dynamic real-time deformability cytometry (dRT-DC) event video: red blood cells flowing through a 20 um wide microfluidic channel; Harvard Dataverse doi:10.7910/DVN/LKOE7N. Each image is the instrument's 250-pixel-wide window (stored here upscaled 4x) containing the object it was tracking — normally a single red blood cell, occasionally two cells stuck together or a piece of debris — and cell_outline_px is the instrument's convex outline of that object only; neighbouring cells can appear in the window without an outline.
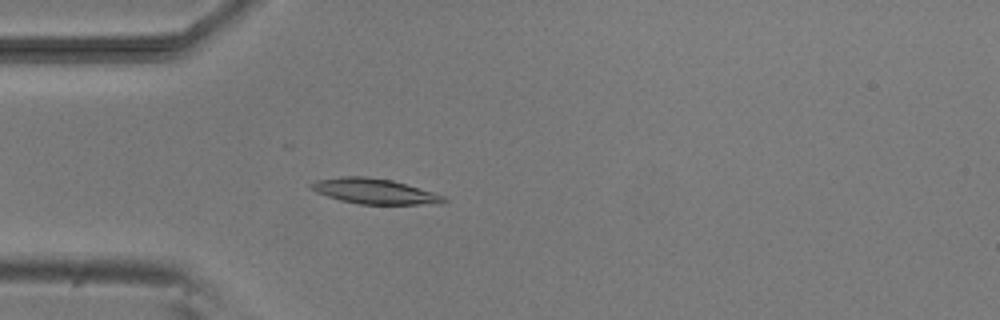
{"species": "common noctule bat (a hibernating species)", "species_latin": "Nyctalus noctula", "temperature_condition": "room temperature", "stored_images_in_passage": 4, "camera_frame_rate_fps": 3000, "um_per_image_px": 0.085, "animal": {"sex": "male", "body_mass_g": 20.5, "forearm_length_mm": 52.5}, "frame": {"image": 1, "passage_image": 4, "time_ms": 3.333, "image_size_px": [1000, 320], "cell_outline_px": [[448, 200], [440, 204], [360, 204], [340, 200], [316, 192], [308, 188], [308, 184], [316, 180], [344, 176], [368, 176], [392, 180], [432, 192], [444, 196]], "centroid_in_image_um": [31.79, 16.25], "position_along_channel_um": 53.2, "area_um2": 19.54}}